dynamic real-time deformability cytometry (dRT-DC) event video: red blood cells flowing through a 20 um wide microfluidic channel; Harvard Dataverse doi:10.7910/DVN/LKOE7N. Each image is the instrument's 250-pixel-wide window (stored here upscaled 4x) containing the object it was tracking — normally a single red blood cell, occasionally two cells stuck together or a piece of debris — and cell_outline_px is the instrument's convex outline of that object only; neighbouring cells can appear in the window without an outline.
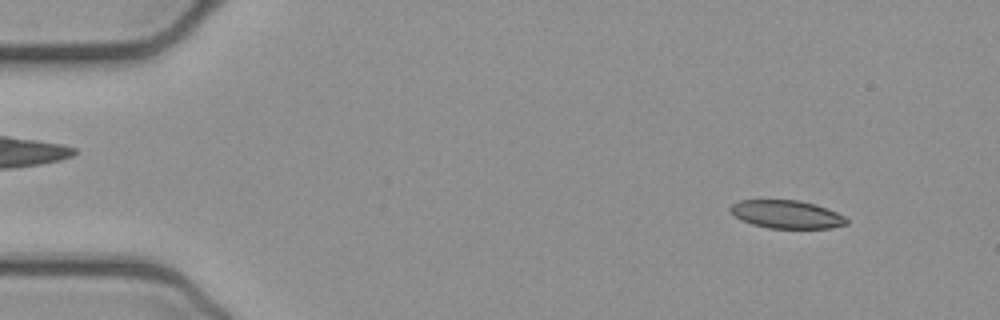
{"species": "common noctule bat (a hibernating species)", "species_latin": "Nyctalus noctula", "temperature_condition": "cold", "stored_images_in_passage": 17, "camera_frame_rate_fps": 3000, "um_per_image_px": 0.085, "animal": {"sex": "female", "body_mass_g": 21.9}, "frame": {"image": 1, "passage_image": 5, "time_ms": 1.333, "image_size_px": [1000, 320], "cell_outline_px": [[848, 224], [832, 228], [768, 228], [752, 224], [736, 216], [728, 208], [732, 204], [740, 200], [800, 200], [816, 204], [836, 212], [844, 216], [848, 220]], "centroid_in_image_um": [66.9, 18.21], "position_along_channel_um": 18.1, "area_um2": 18.96}}
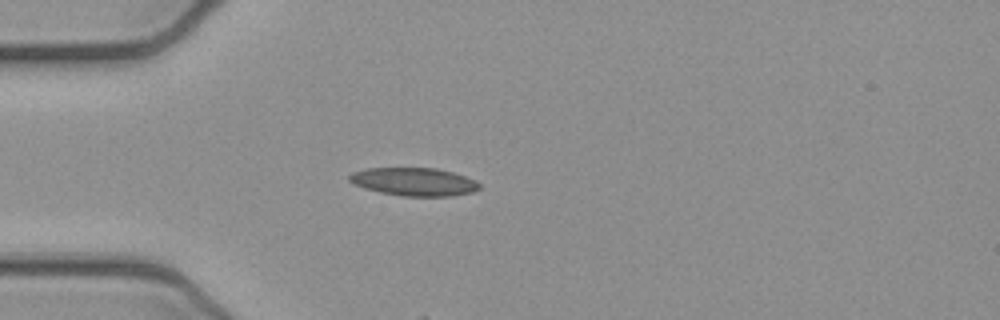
{"frame": {"image": 2, "passage_image": 14, "time_ms": 4.333, "image_size_px": [1000, 320], "cell_outline_px": [[480, 188], [472, 192], [452, 196], [400, 196], [380, 192], [364, 188], [348, 180], [348, 176], [352, 172], [368, 168], [436, 168], [452, 172], [476, 180], [480, 184]], "centroid_in_image_um": [35.2, 15.45], "position_along_channel_um": 49.8, "area_um2": 21.27}}